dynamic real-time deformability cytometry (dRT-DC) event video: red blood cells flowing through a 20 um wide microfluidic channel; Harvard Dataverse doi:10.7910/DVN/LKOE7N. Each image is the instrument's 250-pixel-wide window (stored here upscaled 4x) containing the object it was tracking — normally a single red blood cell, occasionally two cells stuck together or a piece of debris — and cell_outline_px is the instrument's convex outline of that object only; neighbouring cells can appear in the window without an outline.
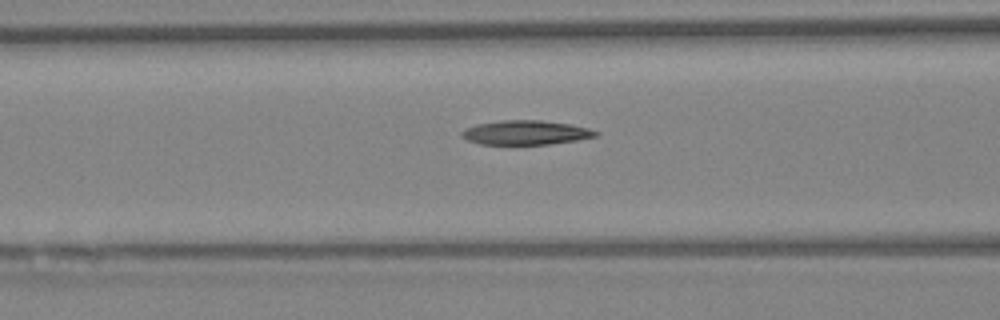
{"species": "Egyptian fruit bat (a non-hibernating species)", "species_latin": "Rousettus aegyptiacus", "temperature_condition": "warm", "stored_images_in_passage": 15, "camera_frame_rate_fps": 3000, "um_per_image_px": 0.085, "animal": {"sex": "female"}, "frame": {"image": 1, "passage_image": 9, "time_ms": 2.667, "image_size_px": [1000, 320], "cell_outline_px": [[600, 132], [596, 136], [576, 140], [548, 144], [480, 144], [468, 140], [460, 136], [460, 132], [464, 128], [476, 124], [500, 120], [540, 120], [568, 124], [588, 128]], "centroid_in_image_um": [44.63, 11.26], "position_along_channel_um": 122.0, "area_um2": 18.9}}
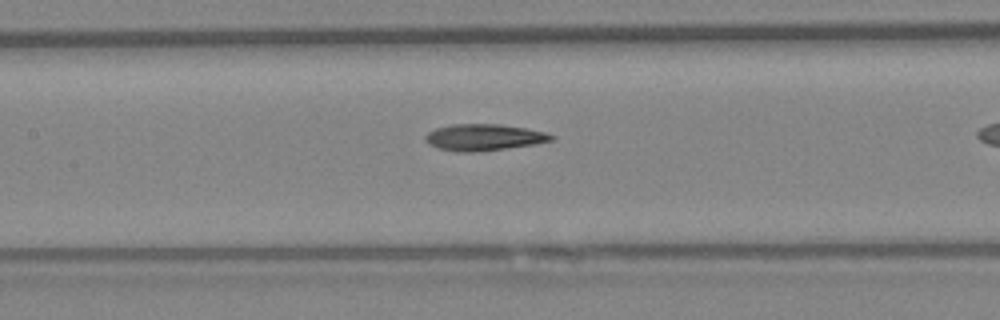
{"frame": {"image": 2, "passage_image": 13, "time_ms": 4.0, "image_size_px": [1000, 320], "cell_outline_px": [[556, 136], [552, 140], [536, 144], [476, 152], [460, 152], [436, 148], [428, 144], [424, 136], [428, 132], [436, 128], [452, 124], [500, 124], [524, 128], [544, 132]], "centroid_in_image_um": [41.1, 11.67], "position_along_channel_um": 166.3, "area_um2": 19.42}}